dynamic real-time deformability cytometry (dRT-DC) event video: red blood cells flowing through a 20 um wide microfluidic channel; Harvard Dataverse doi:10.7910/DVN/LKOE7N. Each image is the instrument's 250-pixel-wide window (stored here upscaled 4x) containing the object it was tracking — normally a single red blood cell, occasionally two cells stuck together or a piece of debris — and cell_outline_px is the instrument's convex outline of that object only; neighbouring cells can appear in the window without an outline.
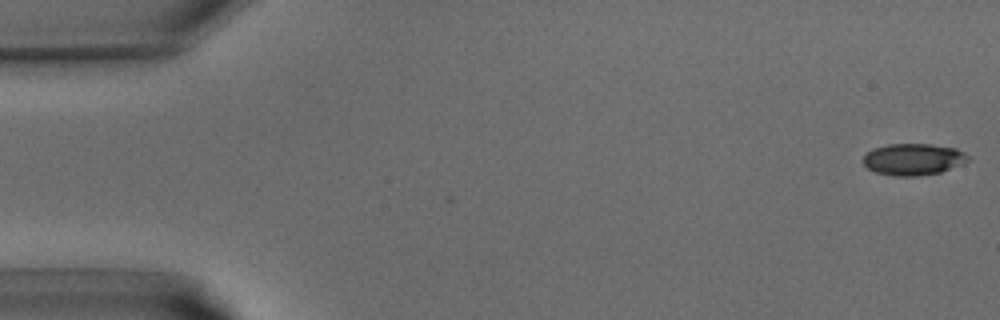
{"species": "common noctule bat (a hibernating species)", "species_latin": "Nyctalus noctula", "temperature_condition": "warm", "stored_images_in_passage": 40, "camera_frame_rate_fps": 3000, "um_per_image_px": 0.085, "animal": {"sex": "male", "body_mass_g": 15.6}, "frame": {"image": 1, "passage_image": 1, "time_ms": 0.0, "image_size_px": [1000, 320], "cell_outline_px": [[968, 160], [960, 164], [940, 172], [920, 176], [896, 176], [876, 172], [868, 168], [864, 164], [864, 156], [872, 148], [888, 144], [932, 144], [956, 148], [964, 152], [968, 156]], "centroid_in_image_um": [77.62, 13.53], "position_along_channel_um": 7.4, "area_um2": 19.19}}
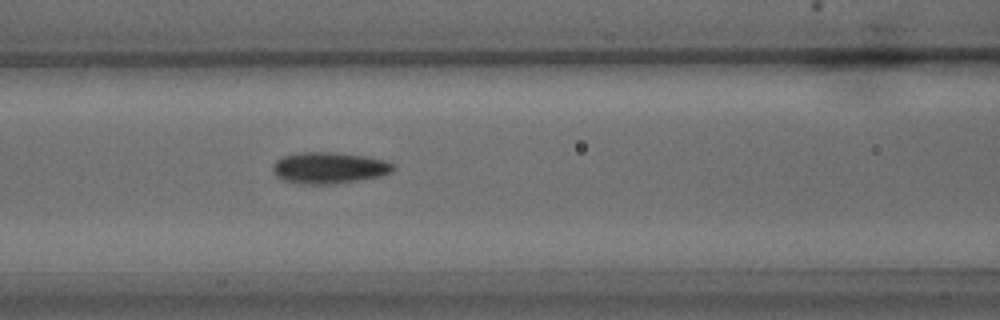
{"frame": {"image": 2, "passage_image": 17, "time_ms": 5.333, "image_size_px": [1000, 320], "cell_outline_px": [[396, 168], [392, 172], [384, 176], [332, 184], [304, 184], [284, 180], [276, 176], [272, 172], [272, 164], [276, 160], [284, 156], [304, 152], [332, 152], [364, 156], [384, 160], [392, 164]], "centroid_in_image_um": [27.98, 14.27], "position_along_channel_um": 138.6, "area_um2": 22.02}}
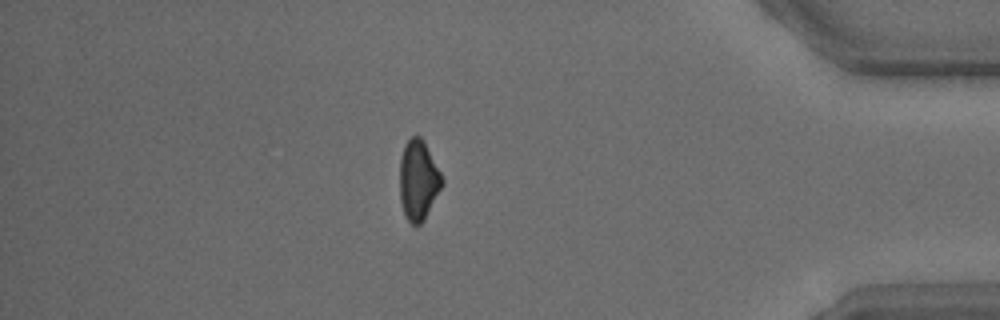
{"frame": {"image": 3, "passage_image": 35, "time_ms": 11.333, "image_size_px": [1000, 320], "cell_outline_px": [[444, 184], [424, 220], [420, 224], [412, 224], [408, 220], [404, 212], [400, 200], [400, 160], [404, 144], [412, 136], [420, 136], [424, 140], [444, 180]], "centroid_in_image_um": [35.57, 15.3], "position_along_channel_um": 399.6, "area_um2": 19.71}}